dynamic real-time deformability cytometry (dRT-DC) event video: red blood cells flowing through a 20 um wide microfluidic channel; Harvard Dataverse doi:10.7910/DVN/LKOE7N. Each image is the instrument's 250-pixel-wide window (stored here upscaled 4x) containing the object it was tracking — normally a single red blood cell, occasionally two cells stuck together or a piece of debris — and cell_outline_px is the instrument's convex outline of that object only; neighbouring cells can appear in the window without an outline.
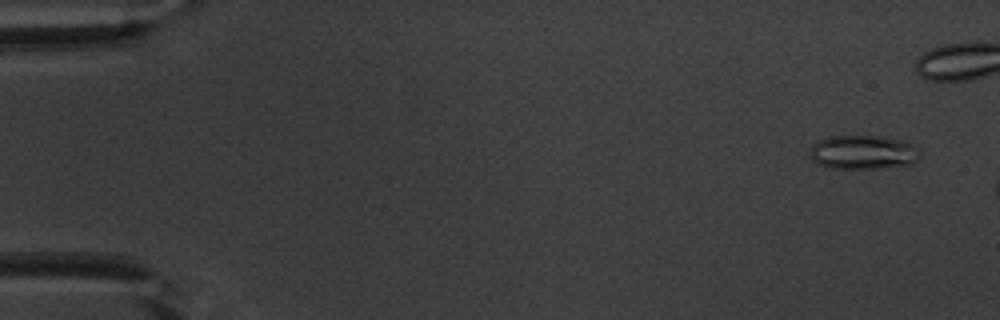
{"species": "common noctule bat (a hibernating species)", "species_latin": "Nyctalus noctula", "temperature_condition": "warm", "stored_images_in_passage": 9, "camera_frame_rate_fps": 3000, "um_per_image_px": 0.085, "animal": {"sex": "male", "body_mass_g": 20.1, "forearm_length_mm": 53.5}, "frame": {"image": 1, "passage_image": 3, "time_ms": 0.667, "image_size_px": [1000, 320], "cell_outline_px": [[920, 156], [912, 164], [880, 168], [832, 168], [820, 164], [812, 160], [808, 156], [808, 152], [812, 144], [828, 136], [876, 136], [908, 140], [920, 148]], "centroid_in_image_um": [73.39, 12.93], "position_along_channel_um": 11.6, "area_um2": 22.2}}